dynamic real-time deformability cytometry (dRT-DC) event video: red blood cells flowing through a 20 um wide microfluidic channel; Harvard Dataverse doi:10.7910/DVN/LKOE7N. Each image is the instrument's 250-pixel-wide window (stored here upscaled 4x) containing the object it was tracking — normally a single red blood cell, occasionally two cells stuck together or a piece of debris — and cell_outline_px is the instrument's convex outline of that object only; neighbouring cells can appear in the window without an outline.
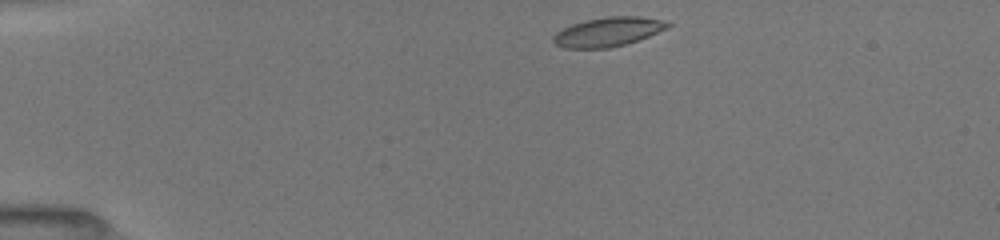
{"species": "common noctule bat (a hibernating species)", "species_latin": "Nyctalus noctula", "temperature_condition": "room temperature", "stored_images_in_passage": 27, "camera_frame_rate_fps": 3000, "um_per_image_px": 0.085, "animal": {"sex": "female", "body_mass_g": 19.5, "forearm_length_mm": 54.1}, "frame": {"image": 1, "passage_image": 1, "time_ms": 0.0, "image_size_px": [1000, 240], "cell_outline_px": [[672, 24], [668, 28], [648, 36], [624, 44], [608, 48], [564, 48], [556, 44], [552, 40], [552, 36], [556, 32], [572, 24], [584, 20], [604, 16], [640, 16], [660, 20]], "centroid_in_image_um": [51.65, 2.69], "position_along_channel_um": 33.4, "area_um2": 19.36}}
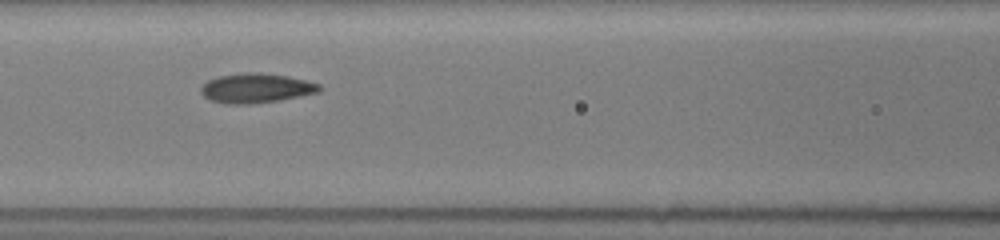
{"frame": {"image": 2, "passage_image": 14, "time_ms": 4.333, "image_size_px": [1000, 240], "cell_outline_px": [[324, 88], [320, 92], [280, 100], [248, 104], [224, 104], [212, 100], [204, 96], [200, 92], [200, 88], [208, 80], [216, 76], [244, 72], [260, 72], [288, 76], [320, 84]], "centroid_in_image_um": [21.77, 7.48], "position_along_channel_um": 144.8, "area_um2": 20.58}}
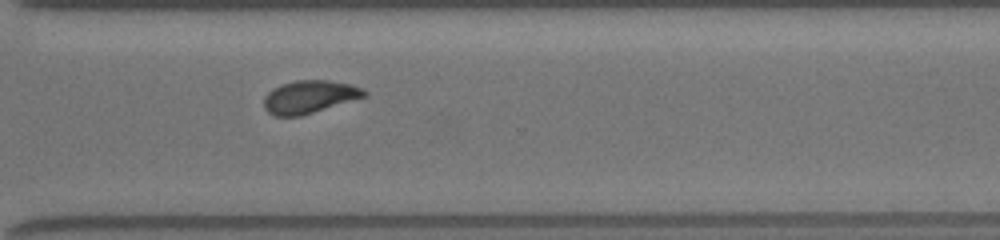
{"frame": {"image": 3, "passage_image": 27, "time_ms": 9.333, "image_size_px": [1000, 240], "cell_outline_px": [[368, 96], [300, 116], [272, 116], [264, 108], [264, 96], [272, 88], [280, 84], [296, 80], [328, 80], [352, 84], [368, 92]], "centroid_in_image_um": [26.29, 8.23], "position_along_channel_um": 344.3, "area_um2": 19.36}}